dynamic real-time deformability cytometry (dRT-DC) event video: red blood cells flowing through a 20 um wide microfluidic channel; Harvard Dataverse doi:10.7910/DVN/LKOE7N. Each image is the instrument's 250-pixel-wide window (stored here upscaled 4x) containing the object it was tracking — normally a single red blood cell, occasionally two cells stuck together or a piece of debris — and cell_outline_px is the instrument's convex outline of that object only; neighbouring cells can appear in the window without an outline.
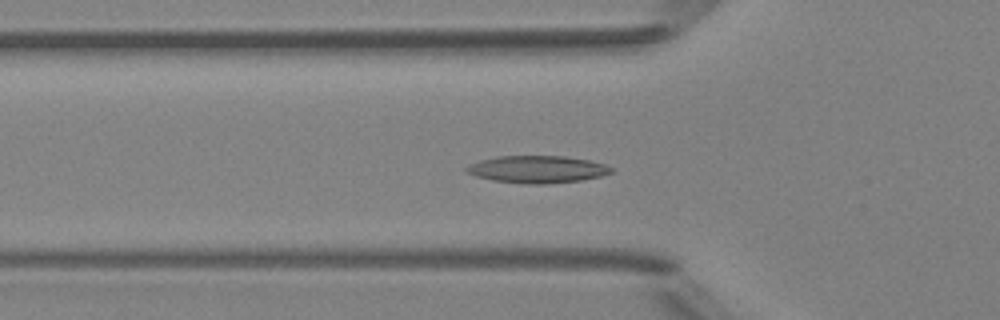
{"species": "Egyptian fruit bat (a non-hibernating species)", "species_latin": "Rousettus aegyptiacus", "temperature_condition": "room temperature", "stored_images_in_passage": 49, "camera_frame_rate_fps": 3000, "um_per_image_px": 0.085, "animal": {"sex": "female"}, "frame": {"image": 1, "passage_image": 17, "time_ms": 5.333, "image_size_px": [1000, 320], "cell_outline_px": [[612, 172], [600, 176], [580, 180], [548, 184], [524, 184], [492, 180], [476, 176], [464, 172], [464, 168], [468, 164], [480, 160], [500, 156], [564, 156], [588, 160], [604, 164], [612, 168]], "centroid_in_image_um": [45.61, 14.39], "position_along_channel_um": 80.2, "area_um2": 23.0}}
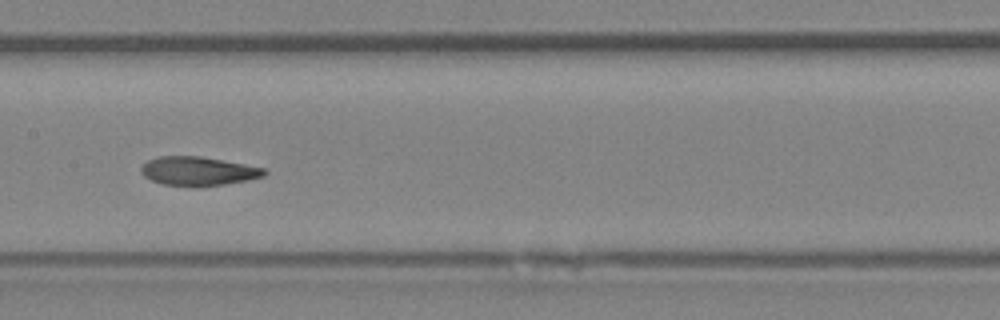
{"frame": {"image": 2, "passage_image": 25, "time_ms": 8.0, "image_size_px": [1000, 320], "cell_outline_px": [[268, 172], [264, 176], [248, 180], [224, 184], [196, 188], [160, 184], [144, 176], [140, 172], [140, 168], [148, 160], [160, 156], [200, 156], [244, 164], [264, 168]], "centroid_in_image_um": [16.82, 14.57], "position_along_channel_um": 190.6, "area_um2": 20.98}}
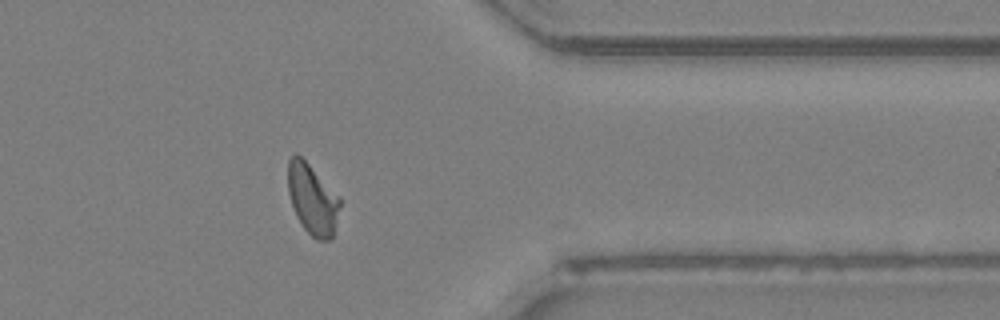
{"frame": {"image": 3, "passage_image": 40, "time_ms": 13.0, "image_size_px": [1000, 320], "cell_outline_px": [[340, 204], [332, 236], [328, 240], [316, 240], [304, 228], [296, 216], [288, 192], [288, 160], [296, 152], [340, 196]], "centroid_in_image_um": [26.54, 16.93], "position_along_channel_um": 384.9, "area_um2": 20.98}, "authors_computed_cell_mechanics": {"area_um2": 21.386, "velocity_mm_per_s": 4.1464, "shape_relaxation_time_tau1_ms": 6.5576, "shape_relaxation_time_tau2_ms": 1.7235, "deformation_change_tau1": 0.1765, "deformation_change_tau2": 0.0824}}